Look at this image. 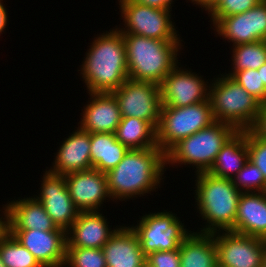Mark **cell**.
<instances>
[{
    "instance_id": "f546056e",
    "label": "cell",
    "mask_w": 266,
    "mask_h": 267,
    "mask_svg": "<svg viewBox=\"0 0 266 267\" xmlns=\"http://www.w3.org/2000/svg\"><path fill=\"white\" fill-rule=\"evenodd\" d=\"M232 181L242 193L266 192V180L263 173L249 160Z\"/></svg>"
},
{
    "instance_id": "f1b7e54d",
    "label": "cell",
    "mask_w": 266,
    "mask_h": 267,
    "mask_svg": "<svg viewBox=\"0 0 266 267\" xmlns=\"http://www.w3.org/2000/svg\"><path fill=\"white\" fill-rule=\"evenodd\" d=\"M66 267H107L102 248L66 247Z\"/></svg>"
},
{
    "instance_id": "f35d334b",
    "label": "cell",
    "mask_w": 266,
    "mask_h": 267,
    "mask_svg": "<svg viewBox=\"0 0 266 267\" xmlns=\"http://www.w3.org/2000/svg\"><path fill=\"white\" fill-rule=\"evenodd\" d=\"M4 209V211H2L3 213L2 216L0 214V236L7 230V223H6V205H4L2 207ZM4 215V217H3Z\"/></svg>"
},
{
    "instance_id": "9a60e30c",
    "label": "cell",
    "mask_w": 266,
    "mask_h": 267,
    "mask_svg": "<svg viewBox=\"0 0 266 267\" xmlns=\"http://www.w3.org/2000/svg\"><path fill=\"white\" fill-rule=\"evenodd\" d=\"M64 177L69 195L79 212L101 211L99 208L104 200H112L106 173L91 168L68 173Z\"/></svg>"
},
{
    "instance_id": "ffe728a7",
    "label": "cell",
    "mask_w": 266,
    "mask_h": 267,
    "mask_svg": "<svg viewBox=\"0 0 266 267\" xmlns=\"http://www.w3.org/2000/svg\"><path fill=\"white\" fill-rule=\"evenodd\" d=\"M107 267H143L146 255L130 226H120L102 247Z\"/></svg>"
},
{
    "instance_id": "52a82bcc",
    "label": "cell",
    "mask_w": 266,
    "mask_h": 267,
    "mask_svg": "<svg viewBox=\"0 0 266 267\" xmlns=\"http://www.w3.org/2000/svg\"><path fill=\"white\" fill-rule=\"evenodd\" d=\"M214 122L209 99L185 107L162 106L157 127V147L166 154L180 140Z\"/></svg>"
},
{
    "instance_id": "7402d4cb",
    "label": "cell",
    "mask_w": 266,
    "mask_h": 267,
    "mask_svg": "<svg viewBox=\"0 0 266 267\" xmlns=\"http://www.w3.org/2000/svg\"><path fill=\"white\" fill-rule=\"evenodd\" d=\"M266 240V192L242 193L230 230Z\"/></svg>"
},
{
    "instance_id": "83f0119b",
    "label": "cell",
    "mask_w": 266,
    "mask_h": 267,
    "mask_svg": "<svg viewBox=\"0 0 266 267\" xmlns=\"http://www.w3.org/2000/svg\"><path fill=\"white\" fill-rule=\"evenodd\" d=\"M0 255L5 267H42L8 230L0 236Z\"/></svg>"
},
{
    "instance_id": "836d02e7",
    "label": "cell",
    "mask_w": 266,
    "mask_h": 267,
    "mask_svg": "<svg viewBox=\"0 0 266 267\" xmlns=\"http://www.w3.org/2000/svg\"><path fill=\"white\" fill-rule=\"evenodd\" d=\"M146 264L150 267H181L179 249L151 252L146 256Z\"/></svg>"
},
{
    "instance_id": "603a6c76",
    "label": "cell",
    "mask_w": 266,
    "mask_h": 267,
    "mask_svg": "<svg viewBox=\"0 0 266 267\" xmlns=\"http://www.w3.org/2000/svg\"><path fill=\"white\" fill-rule=\"evenodd\" d=\"M247 161V130L237 131L221 148L207 172L216 177L233 180Z\"/></svg>"
},
{
    "instance_id": "3957f363",
    "label": "cell",
    "mask_w": 266,
    "mask_h": 267,
    "mask_svg": "<svg viewBox=\"0 0 266 267\" xmlns=\"http://www.w3.org/2000/svg\"><path fill=\"white\" fill-rule=\"evenodd\" d=\"M195 176L196 208L200 217L206 221L198 233L230 231L234 227L242 192L234 186L232 180L213 176L209 172L196 173Z\"/></svg>"
},
{
    "instance_id": "1f68e13d",
    "label": "cell",
    "mask_w": 266,
    "mask_h": 267,
    "mask_svg": "<svg viewBox=\"0 0 266 267\" xmlns=\"http://www.w3.org/2000/svg\"><path fill=\"white\" fill-rule=\"evenodd\" d=\"M232 78L261 104L266 103V87L261 80L258 70L247 69L237 71Z\"/></svg>"
},
{
    "instance_id": "6da1fadb",
    "label": "cell",
    "mask_w": 266,
    "mask_h": 267,
    "mask_svg": "<svg viewBox=\"0 0 266 267\" xmlns=\"http://www.w3.org/2000/svg\"><path fill=\"white\" fill-rule=\"evenodd\" d=\"M117 27L97 34L85 53L78 71L87 93H112L129 78L125 42Z\"/></svg>"
},
{
    "instance_id": "ac0fdd59",
    "label": "cell",
    "mask_w": 266,
    "mask_h": 267,
    "mask_svg": "<svg viewBox=\"0 0 266 267\" xmlns=\"http://www.w3.org/2000/svg\"><path fill=\"white\" fill-rule=\"evenodd\" d=\"M100 211L79 212L66 231V247L102 248L120 225L113 230Z\"/></svg>"
},
{
    "instance_id": "b9f144b4",
    "label": "cell",
    "mask_w": 266,
    "mask_h": 267,
    "mask_svg": "<svg viewBox=\"0 0 266 267\" xmlns=\"http://www.w3.org/2000/svg\"><path fill=\"white\" fill-rule=\"evenodd\" d=\"M0 267H5V265L2 262L1 255H0Z\"/></svg>"
},
{
    "instance_id": "4316f807",
    "label": "cell",
    "mask_w": 266,
    "mask_h": 267,
    "mask_svg": "<svg viewBox=\"0 0 266 267\" xmlns=\"http://www.w3.org/2000/svg\"><path fill=\"white\" fill-rule=\"evenodd\" d=\"M232 71L228 76H233L237 71L247 69L257 70L266 63V41L246 43L232 46Z\"/></svg>"
},
{
    "instance_id": "ab89813d",
    "label": "cell",
    "mask_w": 266,
    "mask_h": 267,
    "mask_svg": "<svg viewBox=\"0 0 266 267\" xmlns=\"http://www.w3.org/2000/svg\"><path fill=\"white\" fill-rule=\"evenodd\" d=\"M257 70L260 73V77L264 83V86L266 87V63L259 67Z\"/></svg>"
},
{
    "instance_id": "ba28073f",
    "label": "cell",
    "mask_w": 266,
    "mask_h": 267,
    "mask_svg": "<svg viewBox=\"0 0 266 267\" xmlns=\"http://www.w3.org/2000/svg\"><path fill=\"white\" fill-rule=\"evenodd\" d=\"M139 222V223H138ZM131 228L137 234L143 253L179 249L182 241L192 232L186 229L177 214L164 210L145 214Z\"/></svg>"
},
{
    "instance_id": "5bb4252c",
    "label": "cell",
    "mask_w": 266,
    "mask_h": 267,
    "mask_svg": "<svg viewBox=\"0 0 266 267\" xmlns=\"http://www.w3.org/2000/svg\"><path fill=\"white\" fill-rule=\"evenodd\" d=\"M40 194L35 195L57 228L67 231L77 219L79 211L69 195L64 175L48 170L43 174Z\"/></svg>"
},
{
    "instance_id": "7a4b0ae2",
    "label": "cell",
    "mask_w": 266,
    "mask_h": 267,
    "mask_svg": "<svg viewBox=\"0 0 266 267\" xmlns=\"http://www.w3.org/2000/svg\"><path fill=\"white\" fill-rule=\"evenodd\" d=\"M165 167V153L159 147L128 150L120 163L106 173L112 201H128L156 191L165 178Z\"/></svg>"
},
{
    "instance_id": "8992f818",
    "label": "cell",
    "mask_w": 266,
    "mask_h": 267,
    "mask_svg": "<svg viewBox=\"0 0 266 267\" xmlns=\"http://www.w3.org/2000/svg\"><path fill=\"white\" fill-rule=\"evenodd\" d=\"M236 132L237 130L229 124L215 121L175 144L165 154L166 166L189 164L193 169L196 168L195 174L207 172L221 148Z\"/></svg>"
},
{
    "instance_id": "4dcf8cb0",
    "label": "cell",
    "mask_w": 266,
    "mask_h": 267,
    "mask_svg": "<svg viewBox=\"0 0 266 267\" xmlns=\"http://www.w3.org/2000/svg\"><path fill=\"white\" fill-rule=\"evenodd\" d=\"M262 0H217L207 11L214 25L220 18L250 10Z\"/></svg>"
},
{
    "instance_id": "8d00e7d4",
    "label": "cell",
    "mask_w": 266,
    "mask_h": 267,
    "mask_svg": "<svg viewBox=\"0 0 266 267\" xmlns=\"http://www.w3.org/2000/svg\"><path fill=\"white\" fill-rule=\"evenodd\" d=\"M8 24V12L6 10L3 0H0V34L6 30Z\"/></svg>"
},
{
    "instance_id": "8fae6325",
    "label": "cell",
    "mask_w": 266,
    "mask_h": 267,
    "mask_svg": "<svg viewBox=\"0 0 266 267\" xmlns=\"http://www.w3.org/2000/svg\"><path fill=\"white\" fill-rule=\"evenodd\" d=\"M217 267H263L266 240L233 231L214 233Z\"/></svg>"
},
{
    "instance_id": "44dd1931",
    "label": "cell",
    "mask_w": 266,
    "mask_h": 267,
    "mask_svg": "<svg viewBox=\"0 0 266 267\" xmlns=\"http://www.w3.org/2000/svg\"><path fill=\"white\" fill-rule=\"evenodd\" d=\"M7 230L53 231L57 226L35 196L12 200L6 204Z\"/></svg>"
},
{
    "instance_id": "30bf717a",
    "label": "cell",
    "mask_w": 266,
    "mask_h": 267,
    "mask_svg": "<svg viewBox=\"0 0 266 267\" xmlns=\"http://www.w3.org/2000/svg\"><path fill=\"white\" fill-rule=\"evenodd\" d=\"M112 94L119 104L122 117H135L148 121L157 129L162 109L159 84L128 78Z\"/></svg>"
},
{
    "instance_id": "5b68a950",
    "label": "cell",
    "mask_w": 266,
    "mask_h": 267,
    "mask_svg": "<svg viewBox=\"0 0 266 267\" xmlns=\"http://www.w3.org/2000/svg\"><path fill=\"white\" fill-rule=\"evenodd\" d=\"M213 78L209 85L215 121L229 124L237 131L250 130L260 109L261 103L250 95L235 79L228 75Z\"/></svg>"
},
{
    "instance_id": "74e56055",
    "label": "cell",
    "mask_w": 266,
    "mask_h": 267,
    "mask_svg": "<svg viewBox=\"0 0 266 267\" xmlns=\"http://www.w3.org/2000/svg\"><path fill=\"white\" fill-rule=\"evenodd\" d=\"M191 3L198 5V7L204 8L205 11H208L216 2L217 0H189Z\"/></svg>"
},
{
    "instance_id": "9c48e42d",
    "label": "cell",
    "mask_w": 266,
    "mask_h": 267,
    "mask_svg": "<svg viewBox=\"0 0 266 267\" xmlns=\"http://www.w3.org/2000/svg\"><path fill=\"white\" fill-rule=\"evenodd\" d=\"M125 28L117 29L122 34L140 35L166 41H183L171 21L170 10L157 9L129 0H118ZM173 22V23H172Z\"/></svg>"
},
{
    "instance_id": "4fadbf2b",
    "label": "cell",
    "mask_w": 266,
    "mask_h": 267,
    "mask_svg": "<svg viewBox=\"0 0 266 267\" xmlns=\"http://www.w3.org/2000/svg\"><path fill=\"white\" fill-rule=\"evenodd\" d=\"M177 64L160 84L162 106L185 107L209 99V82Z\"/></svg>"
},
{
    "instance_id": "cb8c5ba5",
    "label": "cell",
    "mask_w": 266,
    "mask_h": 267,
    "mask_svg": "<svg viewBox=\"0 0 266 267\" xmlns=\"http://www.w3.org/2000/svg\"><path fill=\"white\" fill-rule=\"evenodd\" d=\"M181 267H217L214 233L191 232L179 245Z\"/></svg>"
},
{
    "instance_id": "484cf974",
    "label": "cell",
    "mask_w": 266,
    "mask_h": 267,
    "mask_svg": "<svg viewBox=\"0 0 266 267\" xmlns=\"http://www.w3.org/2000/svg\"><path fill=\"white\" fill-rule=\"evenodd\" d=\"M115 136L129 150L157 147V129L150 122L139 118L122 117Z\"/></svg>"
},
{
    "instance_id": "e0dca14e",
    "label": "cell",
    "mask_w": 266,
    "mask_h": 267,
    "mask_svg": "<svg viewBox=\"0 0 266 267\" xmlns=\"http://www.w3.org/2000/svg\"><path fill=\"white\" fill-rule=\"evenodd\" d=\"M89 96L90 100L82 109V118L78 127L90 134L115 133L122 116L114 95L89 92Z\"/></svg>"
},
{
    "instance_id": "e575fe53",
    "label": "cell",
    "mask_w": 266,
    "mask_h": 267,
    "mask_svg": "<svg viewBox=\"0 0 266 267\" xmlns=\"http://www.w3.org/2000/svg\"><path fill=\"white\" fill-rule=\"evenodd\" d=\"M250 130L257 137L266 140V103L260 105L258 116Z\"/></svg>"
},
{
    "instance_id": "d4e9b609",
    "label": "cell",
    "mask_w": 266,
    "mask_h": 267,
    "mask_svg": "<svg viewBox=\"0 0 266 267\" xmlns=\"http://www.w3.org/2000/svg\"><path fill=\"white\" fill-rule=\"evenodd\" d=\"M90 141L92 168L102 173L115 168L129 150L116 139L115 133H92Z\"/></svg>"
},
{
    "instance_id": "2e32d148",
    "label": "cell",
    "mask_w": 266,
    "mask_h": 267,
    "mask_svg": "<svg viewBox=\"0 0 266 267\" xmlns=\"http://www.w3.org/2000/svg\"><path fill=\"white\" fill-rule=\"evenodd\" d=\"M27 248L42 267H64L66 259V231L8 230Z\"/></svg>"
},
{
    "instance_id": "d590c367",
    "label": "cell",
    "mask_w": 266,
    "mask_h": 267,
    "mask_svg": "<svg viewBox=\"0 0 266 267\" xmlns=\"http://www.w3.org/2000/svg\"><path fill=\"white\" fill-rule=\"evenodd\" d=\"M133 2H137L139 4H143L146 6H150L157 9H164L172 11V4H174L173 0H129Z\"/></svg>"
},
{
    "instance_id": "7c38bea8",
    "label": "cell",
    "mask_w": 266,
    "mask_h": 267,
    "mask_svg": "<svg viewBox=\"0 0 266 267\" xmlns=\"http://www.w3.org/2000/svg\"><path fill=\"white\" fill-rule=\"evenodd\" d=\"M213 27L233 46L266 41V0L246 12L220 18Z\"/></svg>"
},
{
    "instance_id": "d6a6232c",
    "label": "cell",
    "mask_w": 266,
    "mask_h": 267,
    "mask_svg": "<svg viewBox=\"0 0 266 267\" xmlns=\"http://www.w3.org/2000/svg\"><path fill=\"white\" fill-rule=\"evenodd\" d=\"M248 160L256 165L266 180V140L247 130Z\"/></svg>"
},
{
    "instance_id": "60d3db41",
    "label": "cell",
    "mask_w": 266,
    "mask_h": 267,
    "mask_svg": "<svg viewBox=\"0 0 266 267\" xmlns=\"http://www.w3.org/2000/svg\"><path fill=\"white\" fill-rule=\"evenodd\" d=\"M263 267H266V248L264 252Z\"/></svg>"
},
{
    "instance_id": "277c9868",
    "label": "cell",
    "mask_w": 266,
    "mask_h": 267,
    "mask_svg": "<svg viewBox=\"0 0 266 267\" xmlns=\"http://www.w3.org/2000/svg\"><path fill=\"white\" fill-rule=\"evenodd\" d=\"M129 79L161 84L179 64L181 41H166L140 35L123 34Z\"/></svg>"
},
{
    "instance_id": "d6986e66",
    "label": "cell",
    "mask_w": 266,
    "mask_h": 267,
    "mask_svg": "<svg viewBox=\"0 0 266 267\" xmlns=\"http://www.w3.org/2000/svg\"><path fill=\"white\" fill-rule=\"evenodd\" d=\"M90 133L79 127L65 138L55 154L49 172L58 175L89 170L92 168L90 155Z\"/></svg>"
}]
</instances>
